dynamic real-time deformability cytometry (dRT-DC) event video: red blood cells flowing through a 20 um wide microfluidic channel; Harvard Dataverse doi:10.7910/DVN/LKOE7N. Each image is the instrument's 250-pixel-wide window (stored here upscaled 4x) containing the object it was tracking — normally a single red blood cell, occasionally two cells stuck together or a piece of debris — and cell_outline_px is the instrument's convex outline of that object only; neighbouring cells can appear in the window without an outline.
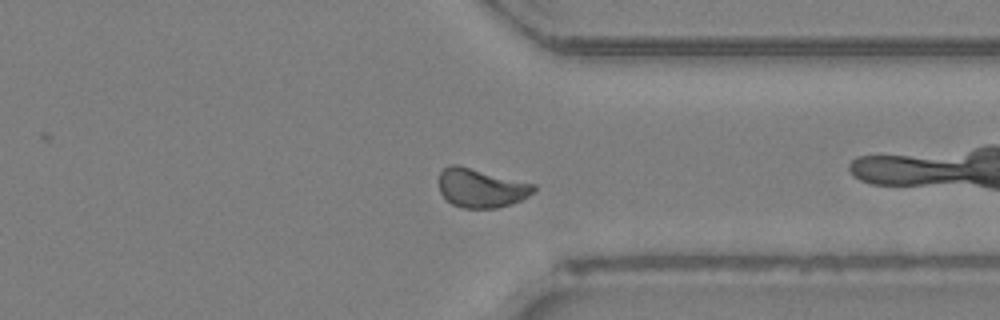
{"species": "Egyptian fruit bat (a non-hibernating species)", "species_latin": "Rousettus aegyptiacus", "temperature_condition": "room temperature", "stored_images_in_passage": 27, "camera_frame_rate_fps": 3000, "um_per_image_px": 0.085, "animal": {"sex": "female"}, "frame": {"image": 1, "passage_image": 16, "time_ms": 5.0, "image_size_px": [1000, 320], "cell_outline_px": [[536, 188], [528, 196], [512, 204], [496, 208], [464, 208], [452, 204], [440, 192], [440, 172], [448, 164], [456, 164], [536, 184]], "centroid_in_image_um": [40.9, 15.97], "position_along_channel_um": 370.5, "area_um2": 21.39}}